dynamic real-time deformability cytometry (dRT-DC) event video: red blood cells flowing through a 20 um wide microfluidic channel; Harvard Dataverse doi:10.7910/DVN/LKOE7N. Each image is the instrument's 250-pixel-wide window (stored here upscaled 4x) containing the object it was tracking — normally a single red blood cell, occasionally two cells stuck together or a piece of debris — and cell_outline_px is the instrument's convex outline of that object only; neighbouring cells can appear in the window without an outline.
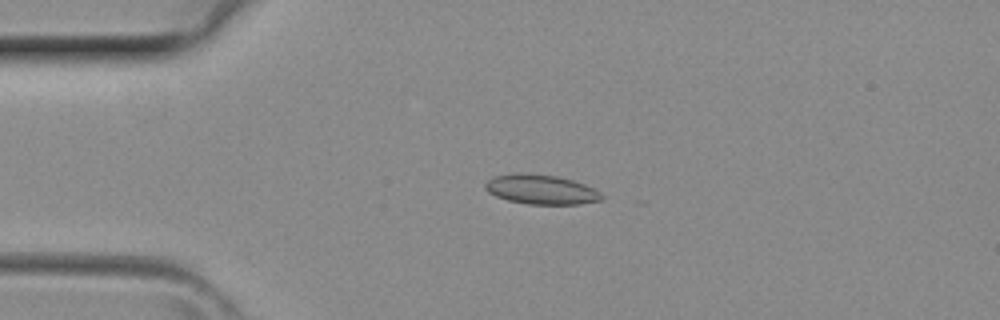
{"species": "common noctule bat (a hibernating species)", "species_latin": "Nyctalus noctula", "temperature_condition": "room temperature", "stored_images_in_passage": 3, "camera_frame_rate_fps": 3000, "um_per_image_px": 0.085, "animal": {"sex": "female", "body_mass_g": 29.2, "forearm_length_mm": 56.3}, "frame": {"image": 1, "passage_image": 2, "time_ms": 0.333, "image_size_px": [1000, 320], "cell_outline_px": [[604, 200], [580, 204], [528, 204], [508, 200], [496, 196], [488, 192], [484, 188], [484, 184], [492, 176], [516, 172], [528, 172], [556, 176], [572, 180], [584, 184], [600, 192], [604, 196]], "centroid_in_image_um": [45.97, 16.09], "position_along_channel_um": 39.0, "area_um2": 20.35}}
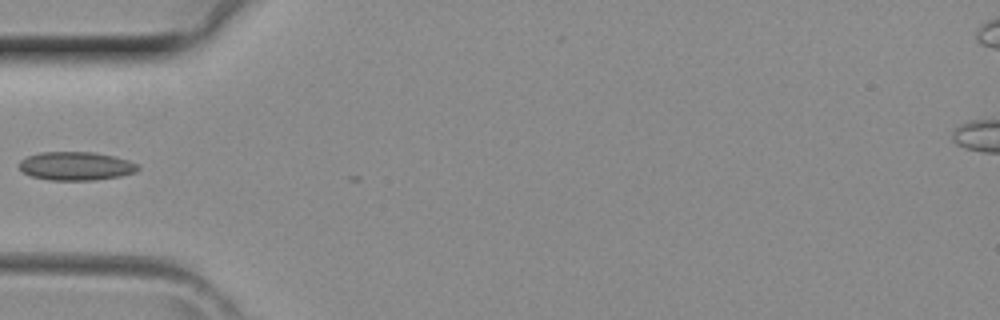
{"frame": {"image": 2, "passage_image": 3, "time_ms": 0.667, "image_size_px": [1000, 320], "cell_outline_px": [[140, 168], [136, 172], [120, 176], [92, 180], [52, 180], [32, 176], [24, 172], [20, 168], [20, 160], [28, 156], [40, 152], [92, 152], [112, 156], [128, 160], [140, 164]], "centroid_in_image_um": [6.49, 14.11], "position_along_channel_um": 78.5, "area_um2": 19.59}}